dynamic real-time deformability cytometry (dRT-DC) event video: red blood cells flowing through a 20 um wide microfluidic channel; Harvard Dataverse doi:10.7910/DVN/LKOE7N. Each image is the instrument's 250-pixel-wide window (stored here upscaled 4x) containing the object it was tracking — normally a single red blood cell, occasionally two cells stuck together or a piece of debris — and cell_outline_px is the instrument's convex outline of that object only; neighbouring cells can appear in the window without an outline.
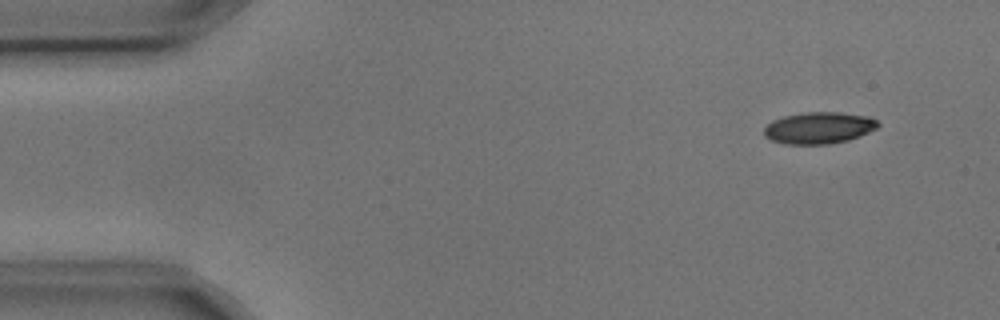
{"species": "common noctule bat (a hibernating species)", "species_latin": "Nyctalus noctula", "temperature_condition": "cold", "stored_images_in_passage": 4, "camera_frame_rate_fps": 3000, "um_per_image_px": 0.085, "animal": {"sex": "male", "body_mass_g": 17.9, "forearm_length_mm": 54.2}, "frame": {"image": 1, "passage_image": 1, "time_ms": 0.0, "image_size_px": [1000, 320], "cell_outline_px": [[880, 124], [876, 128], [868, 132], [848, 140], [828, 144], [784, 144], [772, 140], [764, 136], [764, 128], [772, 120], [784, 116], [804, 112], [840, 112], [868, 116], [876, 120]], "centroid_in_image_um": [69.58, 10.86], "position_along_channel_um": 15.4, "area_um2": 20.98}}
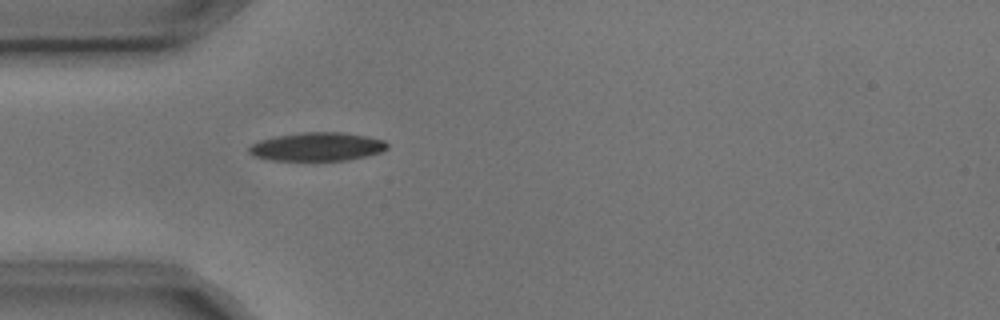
{"frame": {"image": 2, "passage_image": 4, "time_ms": 1.0, "image_size_px": [1000, 320], "cell_outline_px": [[388, 148], [380, 152], [364, 156], [344, 160], [264, 160], [252, 156], [248, 152], [248, 148], [252, 144], [260, 140], [276, 136], [304, 132], [344, 132], [368, 136], [384, 140], [388, 144]], "centroid_in_image_um": [26.93, 12.46], "position_along_channel_um": 58.1, "area_um2": 23.0}}